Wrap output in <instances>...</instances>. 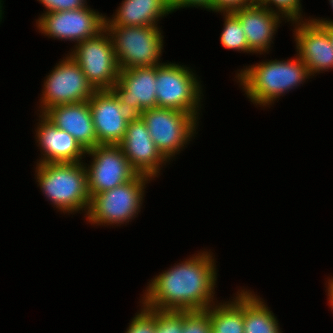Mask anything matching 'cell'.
I'll return each mask as SVG.
<instances>
[{
    "label": "cell",
    "instance_id": "obj_29",
    "mask_svg": "<svg viewBox=\"0 0 333 333\" xmlns=\"http://www.w3.org/2000/svg\"><path fill=\"white\" fill-rule=\"evenodd\" d=\"M172 11L181 7L200 6L212 10V0H168Z\"/></svg>",
    "mask_w": 333,
    "mask_h": 333
},
{
    "label": "cell",
    "instance_id": "obj_14",
    "mask_svg": "<svg viewBox=\"0 0 333 333\" xmlns=\"http://www.w3.org/2000/svg\"><path fill=\"white\" fill-rule=\"evenodd\" d=\"M118 145L133 169L138 174L150 178L156 176L161 163L167 161L157 149L140 116H132L127 125L125 136Z\"/></svg>",
    "mask_w": 333,
    "mask_h": 333
},
{
    "label": "cell",
    "instance_id": "obj_23",
    "mask_svg": "<svg viewBox=\"0 0 333 333\" xmlns=\"http://www.w3.org/2000/svg\"><path fill=\"white\" fill-rule=\"evenodd\" d=\"M183 311L155 310V333H182Z\"/></svg>",
    "mask_w": 333,
    "mask_h": 333
},
{
    "label": "cell",
    "instance_id": "obj_32",
    "mask_svg": "<svg viewBox=\"0 0 333 333\" xmlns=\"http://www.w3.org/2000/svg\"><path fill=\"white\" fill-rule=\"evenodd\" d=\"M330 3H331V5H332V7H333V0H330ZM317 22H319V23H333V21H328V20H326V21H324V20H317V19H315Z\"/></svg>",
    "mask_w": 333,
    "mask_h": 333
},
{
    "label": "cell",
    "instance_id": "obj_8",
    "mask_svg": "<svg viewBox=\"0 0 333 333\" xmlns=\"http://www.w3.org/2000/svg\"><path fill=\"white\" fill-rule=\"evenodd\" d=\"M155 88L157 107L184 111L196 117L201 91L196 77L186 67L173 63L157 65Z\"/></svg>",
    "mask_w": 333,
    "mask_h": 333
},
{
    "label": "cell",
    "instance_id": "obj_4",
    "mask_svg": "<svg viewBox=\"0 0 333 333\" xmlns=\"http://www.w3.org/2000/svg\"><path fill=\"white\" fill-rule=\"evenodd\" d=\"M105 30L111 36L120 70L161 64L158 58L163 49V39L158 27L105 26Z\"/></svg>",
    "mask_w": 333,
    "mask_h": 333
},
{
    "label": "cell",
    "instance_id": "obj_28",
    "mask_svg": "<svg viewBox=\"0 0 333 333\" xmlns=\"http://www.w3.org/2000/svg\"><path fill=\"white\" fill-rule=\"evenodd\" d=\"M251 4L250 0H212V11L233 12Z\"/></svg>",
    "mask_w": 333,
    "mask_h": 333
},
{
    "label": "cell",
    "instance_id": "obj_27",
    "mask_svg": "<svg viewBox=\"0 0 333 333\" xmlns=\"http://www.w3.org/2000/svg\"><path fill=\"white\" fill-rule=\"evenodd\" d=\"M47 9L46 13L76 10L85 6L84 0H39Z\"/></svg>",
    "mask_w": 333,
    "mask_h": 333
},
{
    "label": "cell",
    "instance_id": "obj_34",
    "mask_svg": "<svg viewBox=\"0 0 333 333\" xmlns=\"http://www.w3.org/2000/svg\"><path fill=\"white\" fill-rule=\"evenodd\" d=\"M252 3H258L260 0H250Z\"/></svg>",
    "mask_w": 333,
    "mask_h": 333
},
{
    "label": "cell",
    "instance_id": "obj_12",
    "mask_svg": "<svg viewBox=\"0 0 333 333\" xmlns=\"http://www.w3.org/2000/svg\"><path fill=\"white\" fill-rule=\"evenodd\" d=\"M155 82L156 66L122 69L110 90L129 114L139 116L157 107Z\"/></svg>",
    "mask_w": 333,
    "mask_h": 333
},
{
    "label": "cell",
    "instance_id": "obj_3",
    "mask_svg": "<svg viewBox=\"0 0 333 333\" xmlns=\"http://www.w3.org/2000/svg\"><path fill=\"white\" fill-rule=\"evenodd\" d=\"M37 179L44 194L63 212L89 209L87 170L81 162H39Z\"/></svg>",
    "mask_w": 333,
    "mask_h": 333
},
{
    "label": "cell",
    "instance_id": "obj_1",
    "mask_svg": "<svg viewBox=\"0 0 333 333\" xmlns=\"http://www.w3.org/2000/svg\"><path fill=\"white\" fill-rule=\"evenodd\" d=\"M213 261L208 252L202 253L161 273L149 284L144 306L160 311L208 309L216 281Z\"/></svg>",
    "mask_w": 333,
    "mask_h": 333
},
{
    "label": "cell",
    "instance_id": "obj_21",
    "mask_svg": "<svg viewBox=\"0 0 333 333\" xmlns=\"http://www.w3.org/2000/svg\"><path fill=\"white\" fill-rule=\"evenodd\" d=\"M252 292L244 291V333H281L273 313Z\"/></svg>",
    "mask_w": 333,
    "mask_h": 333
},
{
    "label": "cell",
    "instance_id": "obj_6",
    "mask_svg": "<svg viewBox=\"0 0 333 333\" xmlns=\"http://www.w3.org/2000/svg\"><path fill=\"white\" fill-rule=\"evenodd\" d=\"M104 32L78 43L70 55L95 90H110L117 83L120 71L112 39Z\"/></svg>",
    "mask_w": 333,
    "mask_h": 333
},
{
    "label": "cell",
    "instance_id": "obj_16",
    "mask_svg": "<svg viewBox=\"0 0 333 333\" xmlns=\"http://www.w3.org/2000/svg\"><path fill=\"white\" fill-rule=\"evenodd\" d=\"M43 115L58 129L68 132L85 151L97 146L88 101L56 105Z\"/></svg>",
    "mask_w": 333,
    "mask_h": 333
},
{
    "label": "cell",
    "instance_id": "obj_15",
    "mask_svg": "<svg viewBox=\"0 0 333 333\" xmlns=\"http://www.w3.org/2000/svg\"><path fill=\"white\" fill-rule=\"evenodd\" d=\"M309 21L299 23L295 37L299 58L311 75L333 68V46L327 30L316 20Z\"/></svg>",
    "mask_w": 333,
    "mask_h": 333
},
{
    "label": "cell",
    "instance_id": "obj_17",
    "mask_svg": "<svg viewBox=\"0 0 333 333\" xmlns=\"http://www.w3.org/2000/svg\"><path fill=\"white\" fill-rule=\"evenodd\" d=\"M242 24L252 52L268 50L279 21V14L257 3L233 11Z\"/></svg>",
    "mask_w": 333,
    "mask_h": 333
},
{
    "label": "cell",
    "instance_id": "obj_2",
    "mask_svg": "<svg viewBox=\"0 0 333 333\" xmlns=\"http://www.w3.org/2000/svg\"><path fill=\"white\" fill-rule=\"evenodd\" d=\"M308 76V68L299 57L296 60L263 62L238 74L247 97L262 106L269 105Z\"/></svg>",
    "mask_w": 333,
    "mask_h": 333
},
{
    "label": "cell",
    "instance_id": "obj_9",
    "mask_svg": "<svg viewBox=\"0 0 333 333\" xmlns=\"http://www.w3.org/2000/svg\"><path fill=\"white\" fill-rule=\"evenodd\" d=\"M94 156L87 170L90 197L134 179L138 173L119 145H97L86 151Z\"/></svg>",
    "mask_w": 333,
    "mask_h": 333
},
{
    "label": "cell",
    "instance_id": "obj_7",
    "mask_svg": "<svg viewBox=\"0 0 333 333\" xmlns=\"http://www.w3.org/2000/svg\"><path fill=\"white\" fill-rule=\"evenodd\" d=\"M145 122L157 149L170 159L189 141L197 125L193 114L169 108H152L139 115ZM188 140V141H187Z\"/></svg>",
    "mask_w": 333,
    "mask_h": 333
},
{
    "label": "cell",
    "instance_id": "obj_25",
    "mask_svg": "<svg viewBox=\"0 0 333 333\" xmlns=\"http://www.w3.org/2000/svg\"><path fill=\"white\" fill-rule=\"evenodd\" d=\"M125 333H155V309L144 306L141 313L133 318Z\"/></svg>",
    "mask_w": 333,
    "mask_h": 333
},
{
    "label": "cell",
    "instance_id": "obj_19",
    "mask_svg": "<svg viewBox=\"0 0 333 333\" xmlns=\"http://www.w3.org/2000/svg\"><path fill=\"white\" fill-rule=\"evenodd\" d=\"M172 12L168 0H124L105 26H156V20Z\"/></svg>",
    "mask_w": 333,
    "mask_h": 333
},
{
    "label": "cell",
    "instance_id": "obj_30",
    "mask_svg": "<svg viewBox=\"0 0 333 333\" xmlns=\"http://www.w3.org/2000/svg\"><path fill=\"white\" fill-rule=\"evenodd\" d=\"M320 24L327 30L333 46V23H320Z\"/></svg>",
    "mask_w": 333,
    "mask_h": 333
},
{
    "label": "cell",
    "instance_id": "obj_5",
    "mask_svg": "<svg viewBox=\"0 0 333 333\" xmlns=\"http://www.w3.org/2000/svg\"><path fill=\"white\" fill-rule=\"evenodd\" d=\"M150 177L138 174L134 179L91 197L87 219L100 224H120L132 219L141 206L145 181Z\"/></svg>",
    "mask_w": 333,
    "mask_h": 333
},
{
    "label": "cell",
    "instance_id": "obj_31",
    "mask_svg": "<svg viewBox=\"0 0 333 333\" xmlns=\"http://www.w3.org/2000/svg\"><path fill=\"white\" fill-rule=\"evenodd\" d=\"M328 291H329V293H328L329 300H330L331 306L333 308V279L330 280Z\"/></svg>",
    "mask_w": 333,
    "mask_h": 333
},
{
    "label": "cell",
    "instance_id": "obj_24",
    "mask_svg": "<svg viewBox=\"0 0 333 333\" xmlns=\"http://www.w3.org/2000/svg\"><path fill=\"white\" fill-rule=\"evenodd\" d=\"M211 330V321L206 310L183 311L182 333H210Z\"/></svg>",
    "mask_w": 333,
    "mask_h": 333
},
{
    "label": "cell",
    "instance_id": "obj_11",
    "mask_svg": "<svg viewBox=\"0 0 333 333\" xmlns=\"http://www.w3.org/2000/svg\"><path fill=\"white\" fill-rule=\"evenodd\" d=\"M87 8L45 13L38 20L39 30L54 38L76 40L77 44L93 38L105 30L106 18Z\"/></svg>",
    "mask_w": 333,
    "mask_h": 333
},
{
    "label": "cell",
    "instance_id": "obj_33",
    "mask_svg": "<svg viewBox=\"0 0 333 333\" xmlns=\"http://www.w3.org/2000/svg\"><path fill=\"white\" fill-rule=\"evenodd\" d=\"M0 1H1V0H0ZM1 7H2V6H1V2H0V19H1V17H2V16H1V15H2Z\"/></svg>",
    "mask_w": 333,
    "mask_h": 333
},
{
    "label": "cell",
    "instance_id": "obj_20",
    "mask_svg": "<svg viewBox=\"0 0 333 333\" xmlns=\"http://www.w3.org/2000/svg\"><path fill=\"white\" fill-rule=\"evenodd\" d=\"M234 302L206 309L215 333H244V291Z\"/></svg>",
    "mask_w": 333,
    "mask_h": 333
},
{
    "label": "cell",
    "instance_id": "obj_18",
    "mask_svg": "<svg viewBox=\"0 0 333 333\" xmlns=\"http://www.w3.org/2000/svg\"><path fill=\"white\" fill-rule=\"evenodd\" d=\"M40 117L37 141L45 153L40 163L80 162L86 151L68 132L58 129L43 114Z\"/></svg>",
    "mask_w": 333,
    "mask_h": 333
},
{
    "label": "cell",
    "instance_id": "obj_13",
    "mask_svg": "<svg viewBox=\"0 0 333 333\" xmlns=\"http://www.w3.org/2000/svg\"><path fill=\"white\" fill-rule=\"evenodd\" d=\"M97 145H118L132 118L111 90H96L88 100Z\"/></svg>",
    "mask_w": 333,
    "mask_h": 333
},
{
    "label": "cell",
    "instance_id": "obj_26",
    "mask_svg": "<svg viewBox=\"0 0 333 333\" xmlns=\"http://www.w3.org/2000/svg\"><path fill=\"white\" fill-rule=\"evenodd\" d=\"M274 3L278 7V12L280 11L282 15L288 17L292 21H296L300 18L301 4L300 0H260L257 4L268 9V5ZM300 14V15H299Z\"/></svg>",
    "mask_w": 333,
    "mask_h": 333
},
{
    "label": "cell",
    "instance_id": "obj_22",
    "mask_svg": "<svg viewBox=\"0 0 333 333\" xmlns=\"http://www.w3.org/2000/svg\"><path fill=\"white\" fill-rule=\"evenodd\" d=\"M224 29L221 33V43L227 49L252 52L248 48L245 32L238 17L233 12H225Z\"/></svg>",
    "mask_w": 333,
    "mask_h": 333
},
{
    "label": "cell",
    "instance_id": "obj_10",
    "mask_svg": "<svg viewBox=\"0 0 333 333\" xmlns=\"http://www.w3.org/2000/svg\"><path fill=\"white\" fill-rule=\"evenodd\" d=\"M59 64L44 83L42 114L56 105L88 101L96 91L71 56Z\"/></svg>",
    "mask_w": 333,
    "mask_h": 333
}]
</instances>
